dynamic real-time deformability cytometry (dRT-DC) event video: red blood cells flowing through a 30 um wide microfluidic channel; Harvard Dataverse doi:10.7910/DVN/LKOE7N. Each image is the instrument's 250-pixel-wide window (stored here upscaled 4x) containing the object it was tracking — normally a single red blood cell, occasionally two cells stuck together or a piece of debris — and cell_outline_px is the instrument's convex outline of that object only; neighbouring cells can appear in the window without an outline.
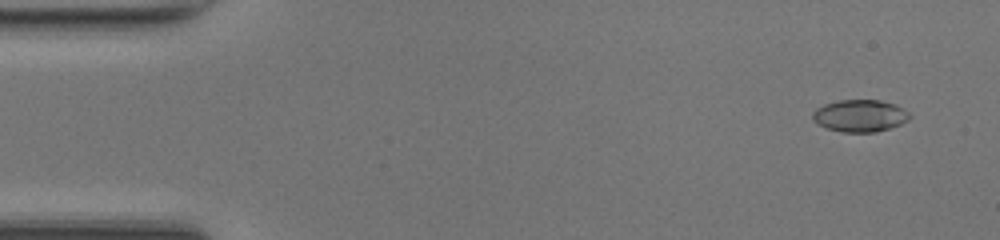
{"species": "common noctule bat (a hibernating species)", "species_latin": "Nyctalus noctula", "temperature_condition": "room temperature", "stored_images_in_passage": 49, "camera_frame_rate_fps": 3000, "um_per_image_px": 0.085, "animal": {"sex": "female", "body_mass_g": 17.0, "forearm_length_mm": 48.0}, "frame": {"image": 1, "passage_image": 3, "time_ms": 0.667, "image_size_px": [1000, 240], "cell_outline_px": [[912, 116], [908, 120], [900, 124], [876, 132], [840, 132], [828, 128], [812, 120], [812, 112], [816, 108], [824, 104], [840, 100], [880, 100], [896, 104], [908, 112]], "centroid_in_image_um": [73.09, 9.83], "position_along_channel_um": 11.9, "area_um2": 18.15}}
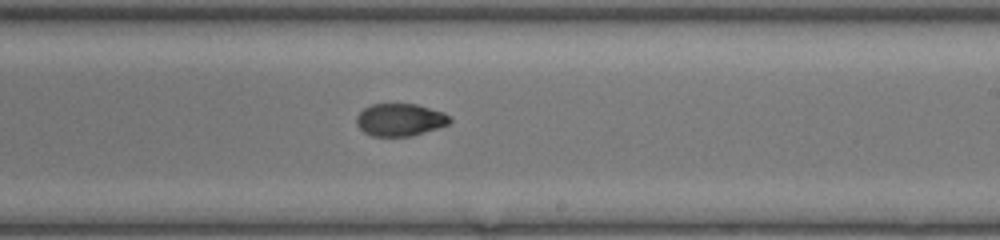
{"frame": {"image": 2, "passage_image": 29, "time_ms": 9.333, "image_size_px": [1000, 240], "cell_outline_px": [[452, 120], [448, 124], [412, 136], [372, 136], [364, 132], [356, 124], [356, 116], [364, 108], [372, 104], [416, 104], [444, 112]], "centroid_in_image_um": [33.98, 10.18], "position_along_channel_um": 255.0, "area_um2": 17.57}}
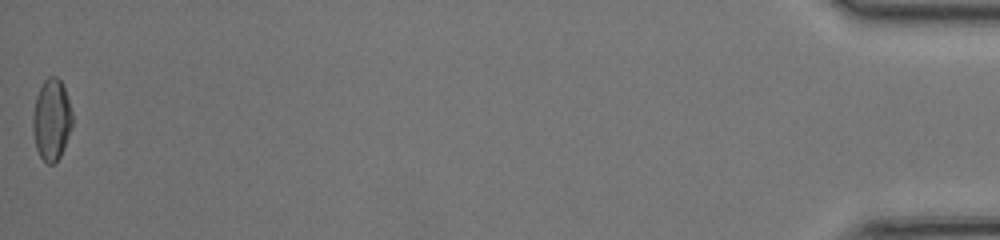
{"frame": {"image": 3, "passage_image": 49, "time_ms": 16.0, "image_size_px": [1000, 240], "cell_outline_px": [[72, 124], [64, 148], [60, 156], [52, 164], [48, 164], [40, 156], [36, 148], [32, 132], [32, 116], [36, 96], [44, 80], [48, 76], [56, 76], [60, 80], [64, 88], [72, 112]], "centroid_in_image_um": [4.36, 10.17], "position_along_channel_um": 430.8, "area_um2": 18.67}, "authors_computed_cell_mechanics": {"area_um2": 18.1492, "velocity_mm_per_s": 4.2426, "shape_relaxation_time_tau1_ms": 11.0407, "shape_relaxation_time_tau2_ms": 0.7353, "deformation_change_tau1": 0.309, "deformation_change_tau2": 0.0455}}